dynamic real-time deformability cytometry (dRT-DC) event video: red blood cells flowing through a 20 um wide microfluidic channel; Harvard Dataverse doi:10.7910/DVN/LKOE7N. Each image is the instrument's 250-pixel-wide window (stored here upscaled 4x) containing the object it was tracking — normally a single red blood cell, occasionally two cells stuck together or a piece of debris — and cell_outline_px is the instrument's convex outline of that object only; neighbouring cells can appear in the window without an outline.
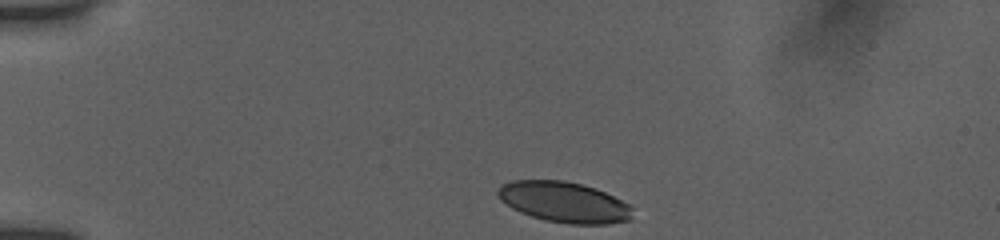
{"species": "human", "species_latin": "Homo sapiens", "temperature_condition": "room temperature", "stored_images_in_passage": 33, "camera_frame_rate_fps": 3000, "um_per_image_px": 0.085, "donor": {"sex": "female"}, "frame": {"image": 1, "passage_image": 1, "time_ms": 0.0, "image_size_px": [1000, 240], "cell_outline_px": [[632, 220], [608, 224], [568, 224], [544, 220], [520, 212], [512, 208], [500, 200], [496, 192], [504, 184], [512, 180], [564, 180], [596, 188], [628, 204], [632, 208]], "centroid_in_image_um": [47.95, 17.19], "position_along_channel_um": 37.0, "area_um2": 31.85}}
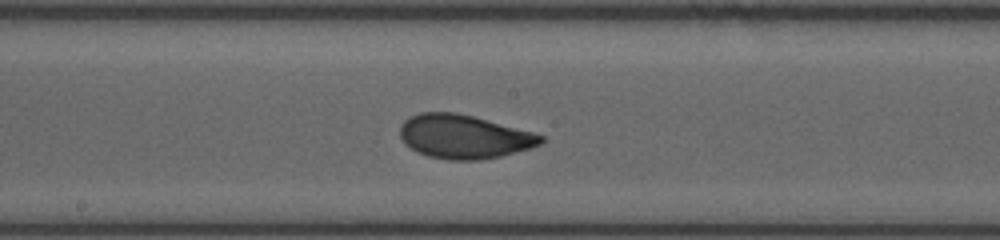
{"frame": {"image": 2, "passage_image": 18, "time_ms": 6.0, "image_size_px": [1000, 240], "cell_outline_px": [[544, 140], [540, 144], [532, 148], [500, 156], [480, 160], [448, 160], [428, 156], [416, 152], [404, 144], [400, 136], [400, 128], [404, 120], [420, 112], [456, 112], [472, 116], [532, 132], [544, 136]], "centroid_in_image_um": [39.41, 11.62], "position_along_channel_um": 208.8, "area_um2": 35.89}}
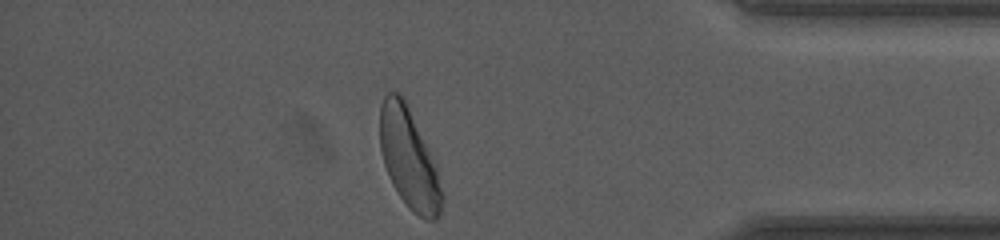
{"frame": {"image": 3, "passage_image": 32, "time_ms": 11.667, "image_size_px": [1000, 240], "cell_outline_px": [[444, 200], [440, 216], [436, 220], [424, 220], [412, 212], [408, 208], [392, 184], [388, 176], [384, 164], [380, 148], [380, 104], [384, 96], [388, 92], [400, 92], [436, 164], [444, 196]], "centroid_in_image_um": [34.77, 13.55], "position_along_channel_um": 400.4, "area_um2": 36.18}, "authors_computed_cell_mechanics": {"area_um2": 35.547, "velocity_mm_per_s": 3.8365, "shape_relaxation_time_tau1_ms": 2.9499, "shape_relaxation_time_tau2_ms": 1.0465, "deformation_change_tau1": 0.1535, "deformation_change_tau2": 0.0587}}